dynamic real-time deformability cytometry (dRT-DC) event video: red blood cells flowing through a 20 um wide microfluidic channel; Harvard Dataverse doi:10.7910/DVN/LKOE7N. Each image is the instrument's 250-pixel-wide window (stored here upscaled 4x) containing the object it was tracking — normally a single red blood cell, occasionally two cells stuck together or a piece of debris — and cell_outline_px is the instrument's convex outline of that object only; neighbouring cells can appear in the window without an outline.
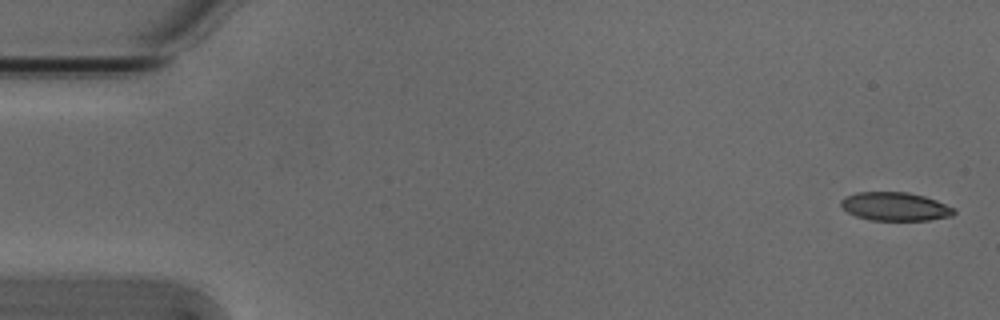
{"species": "Egyptian fruit bat (a non-hibernating species)", "species_latin": "Rousettus aegyptiacus", "temperature_condition": "cold", "stored_images_in_passage": 4, "camera_frame_rate_fps": 3000, "um_per_image_px": 0.085, "animal": {"sex": "male"}, "frame": {"image": 1, "passage_image": 1, "time_ms": 0.0, "image_size_px": [1000, 320], "cell_outline_px": [[956, 212], [952, 216], [928, 220], [868, 220], [856, 216], [848, 212], [840, 204], [840, 200], [844, 196], [856, 192], [908, 192], [924, 196], [936, 200], [956, 208]], "centroid_in_image_um": [76.09, 17.55], "position_along_channel_um": 8.9, "area_um2": 18.9}}
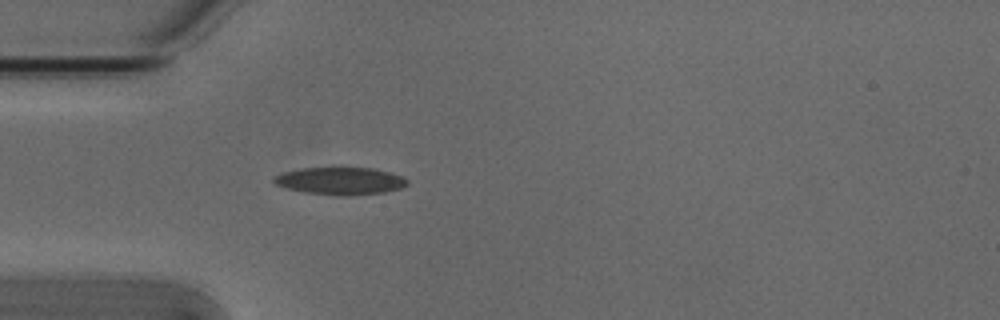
{"frame": {"image": 2, "passage_image": 4, "time_ms": 1.0, "image_size_px": [1000, 320], "cell_outline_px": [[408, 184], [400, 188], [384, 192], [348, 196], [340, 196], [304, 192], [288, 188], [276, 184], [272, 180], [272, 176], [280, 172], [304, 168], [332, 164], [372, 168], [404, 176], [408, 180]], "centroid_in_image_um": [28.89, 15.33], "position_along_channel_um": 56.1, "area_um2": 22.31}}